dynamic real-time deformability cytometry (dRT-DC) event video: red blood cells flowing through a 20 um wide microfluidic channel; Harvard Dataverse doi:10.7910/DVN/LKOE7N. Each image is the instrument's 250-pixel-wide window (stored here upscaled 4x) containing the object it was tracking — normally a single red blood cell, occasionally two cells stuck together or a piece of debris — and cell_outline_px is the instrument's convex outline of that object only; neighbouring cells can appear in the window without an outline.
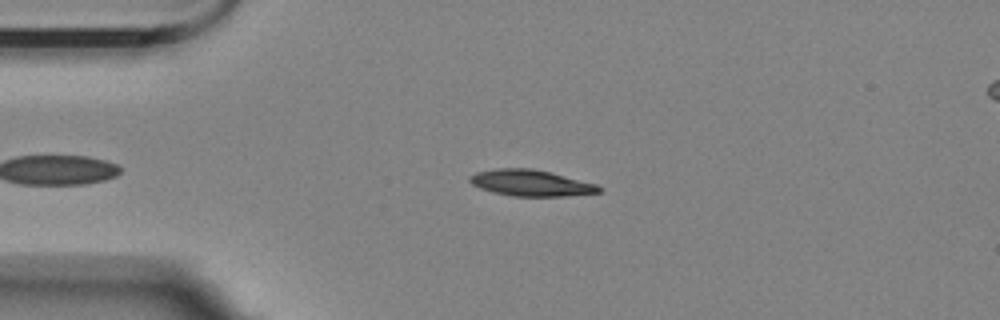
{"species": "Egyptian fruit bat (a non-hibernating species)", "species_latin": "Rousettus aegyptiacus", "temperature_condition": "room temperature", "stored_images_in_passage": 46, "camera_frame_rate_fps": 3000, "um_per_image_px": 0.085, "animal": {"sex": "female"}, "frame": {"image": 1, "passage_image": 6, "time_ms": 1.667, "image_size_px": [1000, 320], "cell_outline_px": [[604, 188], [600, 192], [568, 196], [512, 196], [492, 192], [480, 188], [472, 184], [468, 180], [468, 176], [476, 172], [496, 168], [532, 168], [552, 172], [596, 184]], "centroid_in_image_um": [45.12, 15.55], "position_along_channel_um": 39.9, "area_um2": 19.94}}
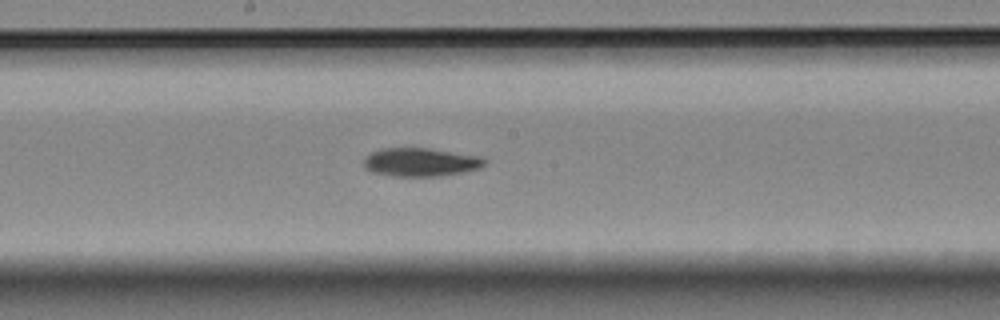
{"frame": {"image": 2, "passage_image": 23, "time_ms": 7.333, "image_size_px": [1000, 320], "cell_outline_px": [[488, 160], [480, 168], [464, 172], [440, 176], [396, 176], [372, 172], [364, 164], [364, 156], [380, 148], [432, 148], [484, 156]], "centroid_in_image_um": [35.82, 13.76], "position_along_channel_um": 212.4, "area_um2": 20.29}}
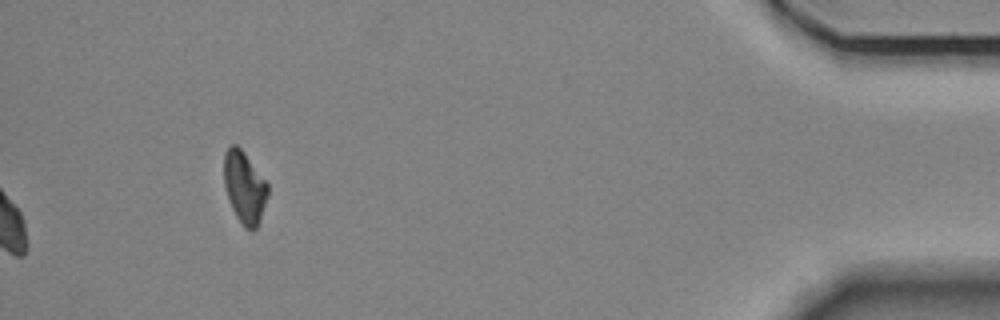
{"frame": {"image": 3, "passage_image": 46, "time_ms": 15.0, "image_size_px": [1000, 320], "cell_outline_px": [[268, 196], [260, 220], [256, 228], [252, 232], [244, 228], [236, 216], [232, 208], [224, 184], [224, 152], [232, 144], [236, 144], [244, 152], [268, 184]], "centroid_in_image_um": [20.78, 15.94], "position_along_channel_um": 414.4, "area_um2": 18.32}, "authors_computed_cell_mechanics": {"area_um2": 20.1722, "velocity_mm_per_s": 3.4752, "shape_relaxation_time_tau1_ms": 7.8713, "shape_relaxation_time_tau2_ms": null, "deformation_change_tau1": 0.1995, "deformation_change_tau2": null}}